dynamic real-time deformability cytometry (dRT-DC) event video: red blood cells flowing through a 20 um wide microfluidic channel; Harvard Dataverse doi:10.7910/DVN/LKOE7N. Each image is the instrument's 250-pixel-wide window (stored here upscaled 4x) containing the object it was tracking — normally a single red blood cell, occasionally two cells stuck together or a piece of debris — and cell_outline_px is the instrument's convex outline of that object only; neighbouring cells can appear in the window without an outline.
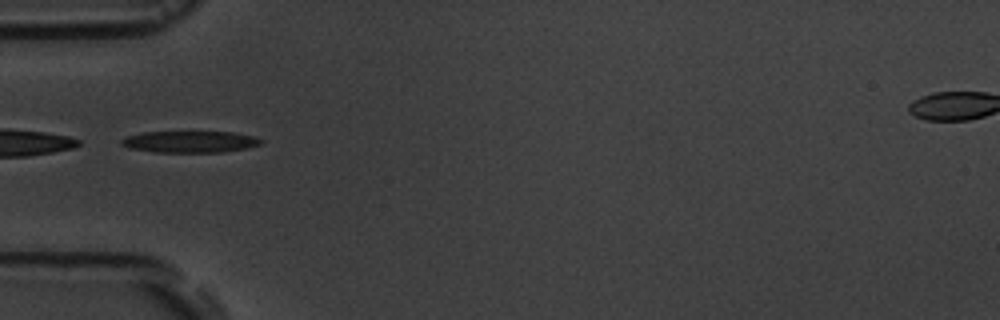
{"species": "common noctule bat (a hibernating species)", "species_latin": "Nyctalus noctula", "temperature_condition": "room temperature", "stored_images_in_passage": 8, "camera_frame_rate_fps": 3000, "um_per_image_px": 0.085, "animal": {"sex": "male", "body_mass_g": 19.5, "forearm_length_mm": 54.6}, "frame": {"image": 1, "passage_image": 5, "time_ms": 5.0, "image_size_px": [1000, 320], "cell_outline_px": [[264, 140], [260, 144], [248, 148], [220, 152], [156, 152], [128, 148], [120, 144], [120, 140], [128, 136], [140, 132], [232, 132], [252, 136]], "centroid_in_image_um": [16.12, 12.05], "position_along_channel_um": 68.9, "area_um2": 17.51}}
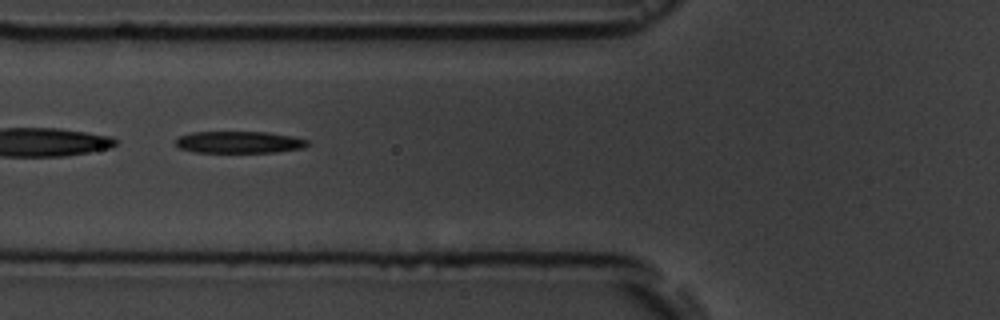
{"frame": {"image": 2, "passage_image": 6, "time_ms": 6.0, "image_size_px": [1000, 320], "cell_outline_px": [[312, 144], [304, 148], [276, 152], [196, 152], [180, 148], [176, 144], [176, 140], [180, 136], [192, 132], [268, 132], [292, 136], [308, 140]], "centroid_in_image_um": [20.39, 12.08], "position_along_channel_um": 105.4, "area_um2": 16.82}}
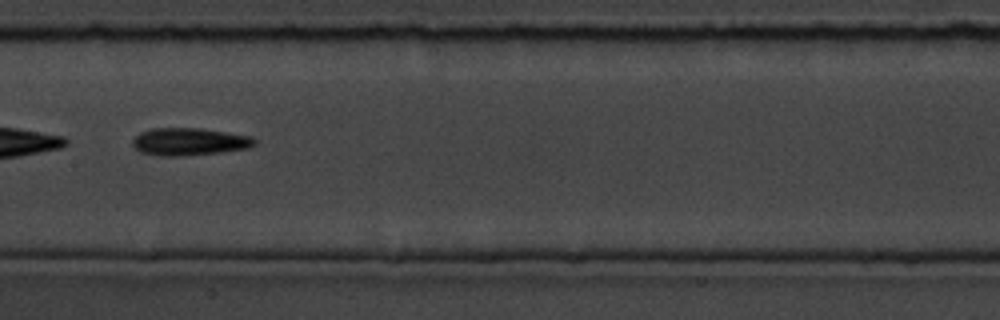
{"frame": {"image": 3, "passage_image": 8, "time_ms": 8.333, "image_size_px": [1000, 320], "cell_outline_px": [[256, 144], [248, 148], [220, 152], [184, 156], [160, 156], [140, 152], [132, 144], [132, 140], [140, 132], [152, 128], [200, 128], [252, 136], [256, 140]], "centroid_in_image_um": [16.09, 12.04], "position_along_channel_um": 191.3, "area_um2": 19.59}}